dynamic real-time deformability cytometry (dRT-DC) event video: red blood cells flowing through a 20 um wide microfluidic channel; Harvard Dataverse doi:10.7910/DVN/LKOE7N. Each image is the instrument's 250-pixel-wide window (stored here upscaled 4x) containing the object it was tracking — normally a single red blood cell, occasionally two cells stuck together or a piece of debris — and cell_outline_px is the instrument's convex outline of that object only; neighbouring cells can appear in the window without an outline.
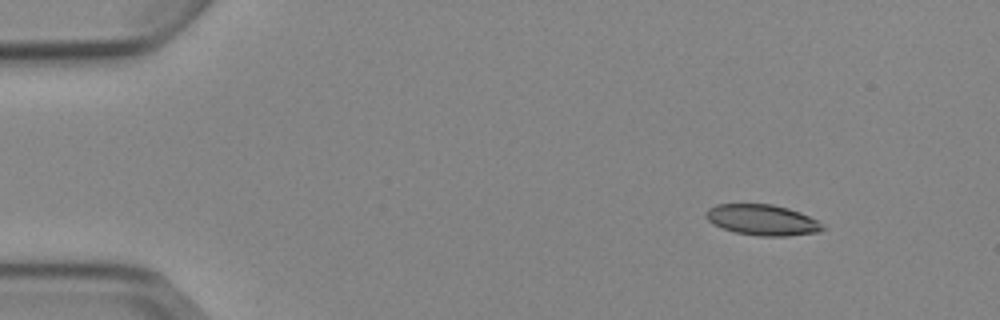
{"species": "Egyptian fruit bat (a non-hibernating species)", "species_latin": "Rousettus aegyptiacus", "temperature_condition": "cold", "stored_images_in_passage": 8, "camera_frame_rate_fps": 3000, "um_per_image_px": 0.085, "animal": {"sex": "female"}, "frame": {"image": 1, "passage_image": 2, "time_ms": 1.0, "image_size_px": [1000, 320], "cell_outline_px": [[828, 228], [820, 232], [788, 236], [760, 236], [736, 232], [712, 224], [704, 216], [704, 212], [708, 208], [716, 204], [772, 204], [788, 208], [800, 212], [816, 220]], "centroid_in_image_um": [64.8, 18.69], "position_along_channel_um": 20.2, "area_um2": 21.04}}
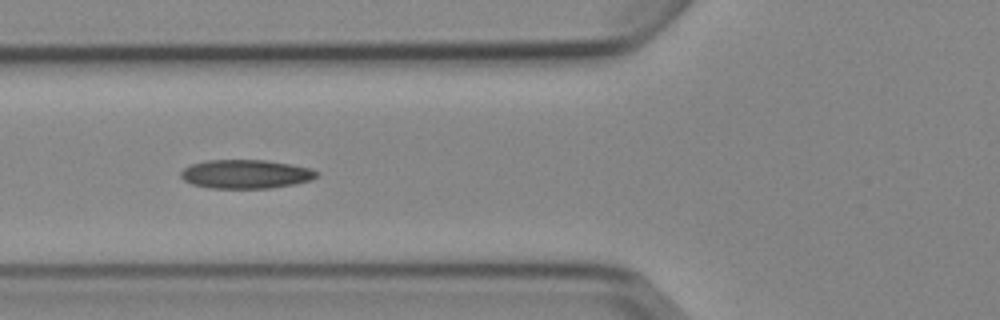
{"frame": {"image": 2, "passage_image": 6, "time_ms": 5.667, "image_size_px": [1000, 320], "cell_outline_px": [[320, 172], [312, 180], [296, 184], [272, 188], [208, 188], [192, 184], [184, 180], [180, 176], [180, 172], [184, 168], [192, 164], [204, 160], [264, 160], [288, 164], [308, 168]], "centroid_in_image_um": [20.87, 14.8], "position_along_channel_um": 104.9, "area_um2": 22.83}}
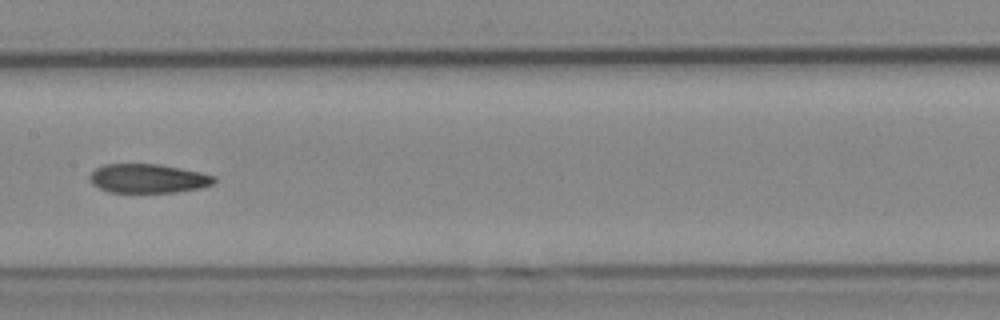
{"frame": {"image": 3, "passage_image": 8, "time_ms": 8.0, "image_size_px": [1000, 320], "cell_outline_px": [[216, 180], [212, 184], [200, 188], [176, 192], [108, 192], [92, 184], [88, 176], [96, 168], [104, 164], [160, 164], [200, 172], [216, 176]], "centroid_in_image_um": [12.58, 15.17], "position_along_channel_um": 194.8, "area_um2": 21.04}}